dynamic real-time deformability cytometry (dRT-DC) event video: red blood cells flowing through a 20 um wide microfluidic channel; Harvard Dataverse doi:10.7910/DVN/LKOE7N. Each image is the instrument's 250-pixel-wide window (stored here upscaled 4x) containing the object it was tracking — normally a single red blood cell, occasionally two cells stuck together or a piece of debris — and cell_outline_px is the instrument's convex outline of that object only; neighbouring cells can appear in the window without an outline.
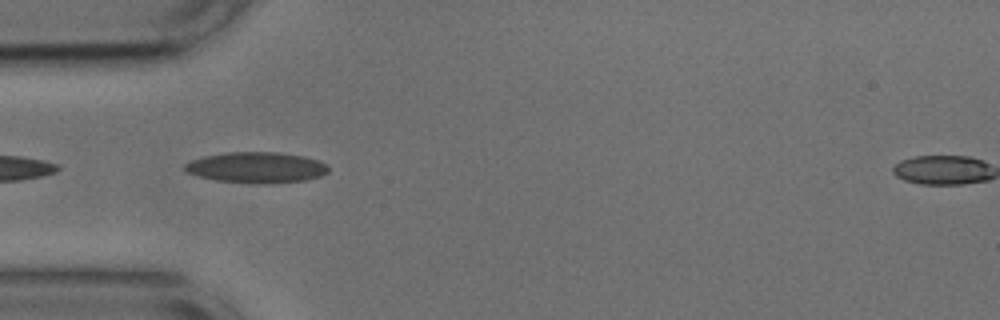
{"species": "common noctule bat (a hibernating species)", "species_latin": "Nyctalus noctula", "temperature_condition": "cold", "stored_images_in_passage": 6, "camera_frame_rate_fps": 3000, "um_per_image_px": 0.085, "animal": {"sex": "male", "body_mass_g": 17.9, "forearm_length_mm": 54.2}, "frame": {"image": 1, "passage_image": 2, "time_ms": 0.333, "image_size_px": [1000, 320], "cell_outline_px": [[328, 172], [320, 176], [304, 180], [272, 184], [260, 184], [216, 180], [200, 176], [188, 172], [184, 168], [184, 164], [192, 160], [204, 156], [228, 152], [280, 152], [304, 156], [328, 164]], "centroid_in_image_um": [21.83, 14.23], "position_along_channel_um": 63.2, "area_um2": 25.78}}